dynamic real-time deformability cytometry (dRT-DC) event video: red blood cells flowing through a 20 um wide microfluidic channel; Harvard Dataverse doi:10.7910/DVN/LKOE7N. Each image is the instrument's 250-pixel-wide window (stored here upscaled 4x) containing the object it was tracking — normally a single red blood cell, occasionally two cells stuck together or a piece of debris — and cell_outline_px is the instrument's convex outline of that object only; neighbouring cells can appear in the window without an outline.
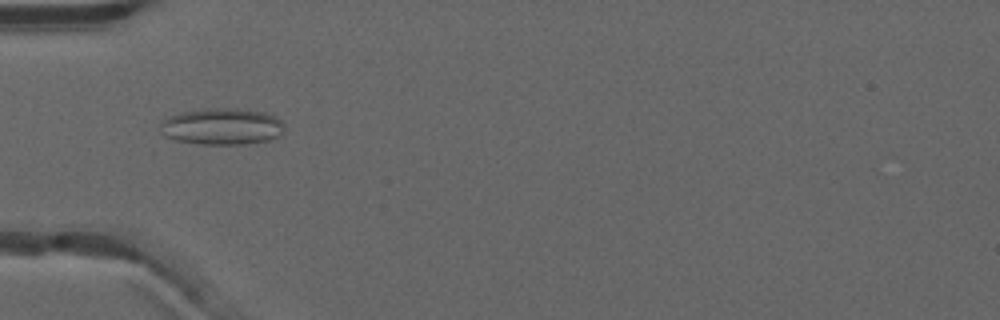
{"species": "common noctule bat (a hibernating species)", "species_latin": "Nyctalus noctula", "temperature_condition": "warm", "stored_images_in_passage": 53, "camera_frame_rate_fps": 3000, "um_per_image_px": 0.085, "animal": {"sex": "male", "forearm_length_mm": 52.5}, "frame": {"image": 1, "passage_image": 18, "time_ms": 5.667, "image_size_px": [1000, 320], "cell_outline_px": [[284, 124], [280, 132], [276, 136], [268, 140], [244, 144], [196, 144], [176, 140], [164, 136], [160, 124], [164, 120], [180, 112], [204, 108], [236, 108], [264, 112], [276, 116]], "centroid_in_image_um": [18.85, 10.74], "position_along_channel_um": 66.2, "area_um2": 26.3}}
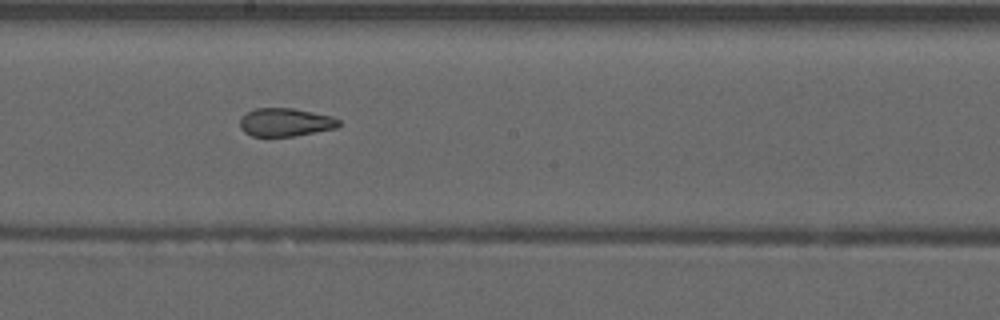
{"frame": {"image": 2, "passage_image": 30, "time_ms": 9.667, "image_size_px": [1000, 320], "cell_outline_px": [[340, 124], [336, 128], [296, 136], [252, 136], [244, 132], [240, 128], [240, 116], [256, 108], [292, 108], [332, 116], [340, 120]], "centroid_in_image_um": [24.25, 10.39], "position_along_channel_um": 224.0, "area_um2": 16.3}}
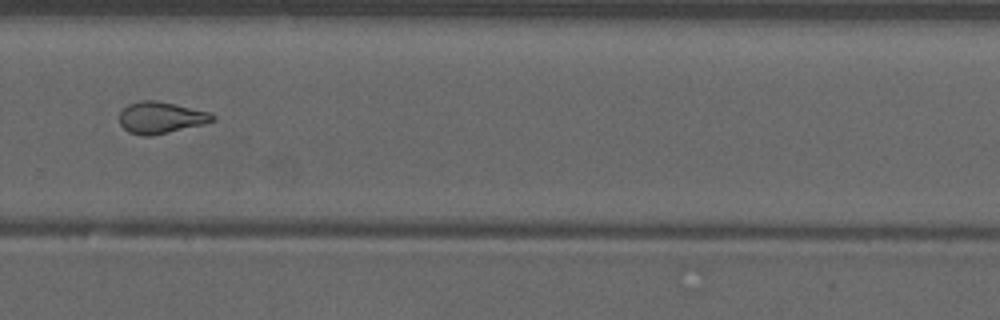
{"frame": {"image": 3, "passage_image": 37, "time_ms": 12.0, "image_size_px": [1000, 320], "cell_outline_px": [[216, 120], [204, 124], [152, 136], [144, 136], [128, 132], [120, 124], [120, 112], [128, 104], [140, 100], [156, 100], [176, 104], [208, 112], [216, 116]], "centroid_in_image_um": [13.67, 10.0], "position_along_channel_um": 316.1, "area_um2": 17.22}, "authors_computed_cell_mechanics": {"area_um2": 18.7272, "velocity_mm_per_s": 3.9701, "shape_relaxation_time_tau1_ms": null, "shape_relaxation_time_tau2_ms": 1.65, "deformation_change_tau1": null, "deformation_change_tau2": 0.0926}}